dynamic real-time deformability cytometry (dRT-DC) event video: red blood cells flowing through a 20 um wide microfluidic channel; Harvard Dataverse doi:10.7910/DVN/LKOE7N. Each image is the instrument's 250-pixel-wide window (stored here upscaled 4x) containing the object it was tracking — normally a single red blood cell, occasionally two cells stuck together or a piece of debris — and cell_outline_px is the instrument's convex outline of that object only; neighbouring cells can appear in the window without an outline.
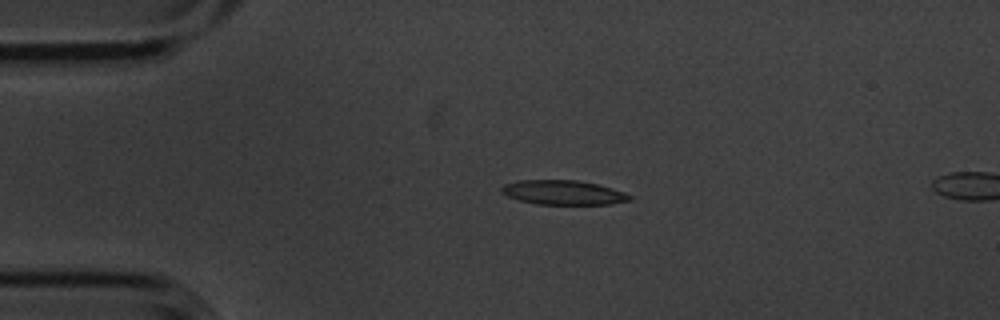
{"species": "common noctule bat (a hibernating species)", "species_latin": "Nyctalus noctula", "temperature_condition": "cold", "stored_images_in_passage": 5, "camera_frame_rate_fps": 3000, "um_per_image_px": 0.085, "animal": {"sex": "male", "body_mass_g": 20.1, "forearm_length_mm": 53.5}, "frame": {"image": 1, "passage_image": 4, "time_ms": 1.0, "image_size_px": [1000, 320], "cell_outline_px": [[632, 200], [612, 204], [536, 204], [520, 200], [508, 196], [500, 192], [500, 188], [504, 184], [520, 180], [576, 180], [596, 184], [612, 188], [624, 192], [632, 196]], "centroid_in_image_um": [47.88, 16.36], "position_along_channel_um": 37.1, "area_um2": 18.21}}